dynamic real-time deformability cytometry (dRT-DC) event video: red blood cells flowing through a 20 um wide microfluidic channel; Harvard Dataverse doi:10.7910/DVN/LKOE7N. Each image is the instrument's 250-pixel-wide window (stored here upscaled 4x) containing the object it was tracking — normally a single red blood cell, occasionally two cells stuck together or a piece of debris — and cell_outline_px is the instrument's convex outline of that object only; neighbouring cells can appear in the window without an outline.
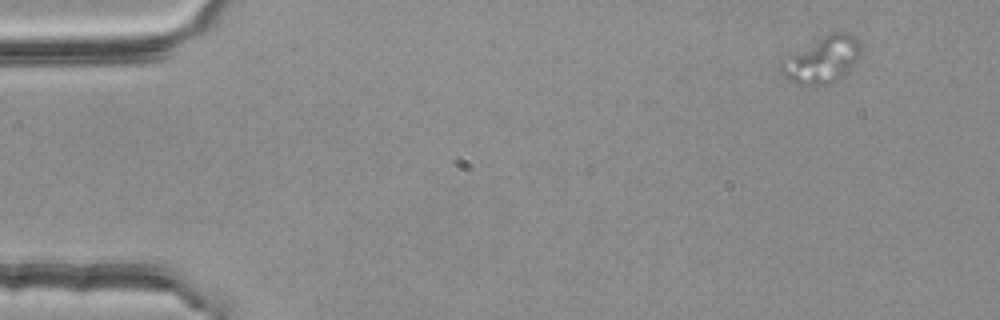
{"species": "common noctule bat (a hibernating species)", "species_latin": "Nyctalus noctula", "temperature_condition": "room temperature", "stored_images_in_passage": 4, "segment_of_instrument_passage": [1, 2], "camera_frame_rate_fps": 3000, "um_per_image_px": 0.085, "animal": {"sex": "female", "body_mass_g": 25.1}, "frame": {"image": 1, "passage_image": 1, "time_ms": 0.0, "image_size_px": [1000, 320], "cell_outline_px": [[860, 52], [844, 76], [832, 84], [796, 84], [788, 80], [780, 72], [780, 60], [824, 36], [832, 32], [844, 32], [860, 40]], "centroid_in_image_um": [69.85, 5.1], "position_along_channel_um": 15.1, "area_um2": 21.15}}
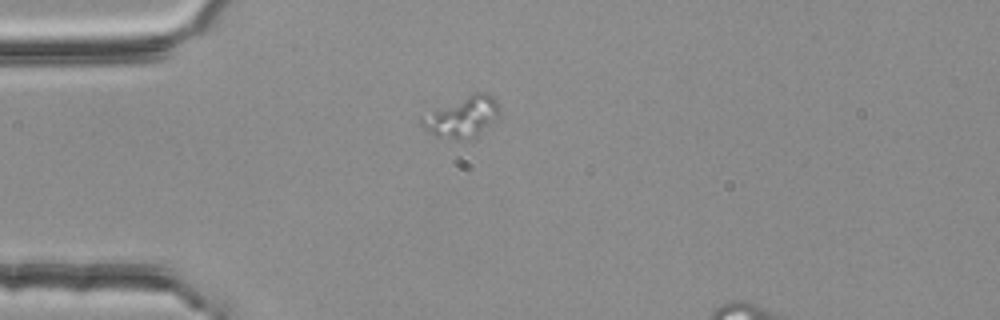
{"frame": {"image": 2, "passage_image": 3, "time_ms": 0.667, "image_size_px": [1000, 320], "cell_outline_px": [[500, 116], [484, 128], [472, 136], [456, 140], [436, 136], [424, 128], [420, 124], [420, 116], [472, 92], [488, 92], [500, 104]], "centroid_in_image_um": [39.3, 9.89], "position_along_channel_um": 45.7, "area_um2": 18.32}}